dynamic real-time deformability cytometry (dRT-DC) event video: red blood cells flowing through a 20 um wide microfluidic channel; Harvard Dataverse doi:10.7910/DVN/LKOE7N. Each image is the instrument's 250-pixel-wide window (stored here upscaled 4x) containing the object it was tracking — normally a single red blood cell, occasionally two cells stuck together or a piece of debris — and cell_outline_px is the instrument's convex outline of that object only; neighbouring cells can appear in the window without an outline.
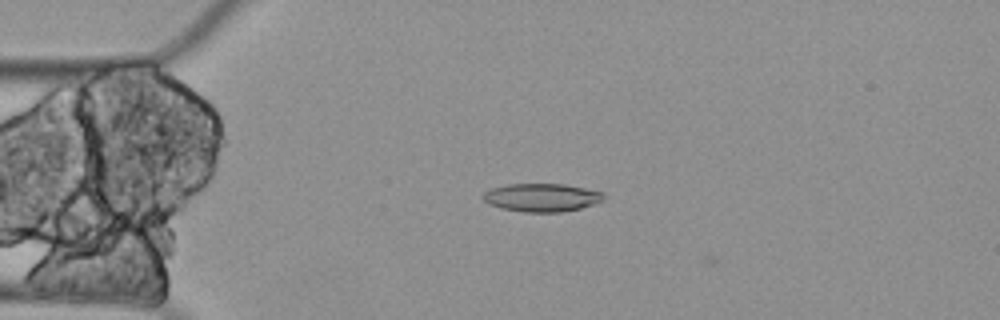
{"species": "Egyptian fruit bat (a non-hibernating species)", "species_latin": "Rousettus aegyptiacus", "temperature_condition": "cold", "stored_images_in_passage": 4, "camera_frame_rate_fps": 3000, "um_per_image_px": 0.085, "animal": {"sex": "female"}, "frame": {"image": 1, "passage_image": 3, "time_ms": 0.667, "image_size_px": [1000, 320], "cell_outline_px": [[604, 200], [580, 208], [560, 212], [524, 212], [500, 208], [488, 204], [484, 200], [484, 192], [488, 188], [508, 184], [564, 184], [604, 192]], "centroid_in_image_um": [46.02, 16.78], "position_along_channel_um": 39.0, "area_um2": 19.83}}